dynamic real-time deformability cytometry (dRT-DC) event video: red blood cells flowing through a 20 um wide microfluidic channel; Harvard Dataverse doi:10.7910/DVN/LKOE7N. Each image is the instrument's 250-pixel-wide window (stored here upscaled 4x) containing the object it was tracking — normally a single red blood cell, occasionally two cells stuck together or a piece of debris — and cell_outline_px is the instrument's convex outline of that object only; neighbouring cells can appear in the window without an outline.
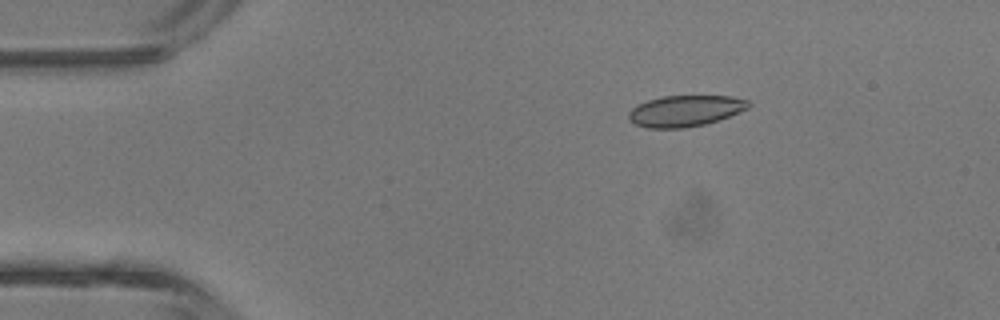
{"species": "common noctule bat (a hibernating species)", "species_latin": "Nyctalus noctula", "temperature_condition": "room temperature", "stored_images_in_passage": 3, "camera_frame_rate_fps": 3000, "um_per_image_px": 0.085, "animal": {"sex": "male", "body_mass_g": 13.3}, "frame": {"image": 1, "passage_image": 2, "time_ms": 1.333, "image_size_px": [1000, 320], "cell_outline_px": [[752, 104], [748, 108], [740, 112], [704, 124], [684, 128], [648, 128], [636, 124], [628, 116], [628, 112], [636, 104], [648, 100], [664, 96], [732, 96], [748, 100]], "centroid_in_image_um": [58.25, 9.41], "position_along_channel_um": 26.8, "area_um2": 21.62}}